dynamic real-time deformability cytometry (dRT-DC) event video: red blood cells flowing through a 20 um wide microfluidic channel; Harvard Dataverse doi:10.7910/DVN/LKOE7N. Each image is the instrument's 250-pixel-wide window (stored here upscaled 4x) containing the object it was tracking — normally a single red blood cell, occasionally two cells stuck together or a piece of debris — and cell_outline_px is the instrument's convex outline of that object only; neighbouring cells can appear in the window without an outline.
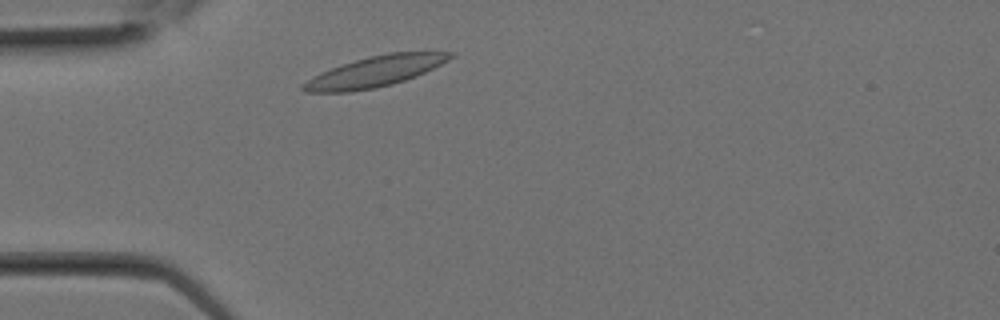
{"species": "Egyptian fruit bat (a non-hibernating species)", "species_latin": "Rousettus aegyptiacus", "temperature_condition": "room temperature", "stored_images_in_passage": 4, "camera_frame_rate_fps": 3000, "um_per_image_px": 0.085, "animal": {"sex": "female"}, "frame": {"image": 1, "passage_image": 2, "time_ms": 0.333, "image_size_px": [1000, 320], "cell_outline_px": [[456, 56], [416, 76], [392, 84], [372, 88], [348, 92], [304, 92], [300, 88], [300, 84], [320, 72], [356, 60], [388, 52], [452, 52]], "centroid_in_image_um": [31.84, 6.09], "position_along_channel_um": 53.2, "area_um2": 25.84}}
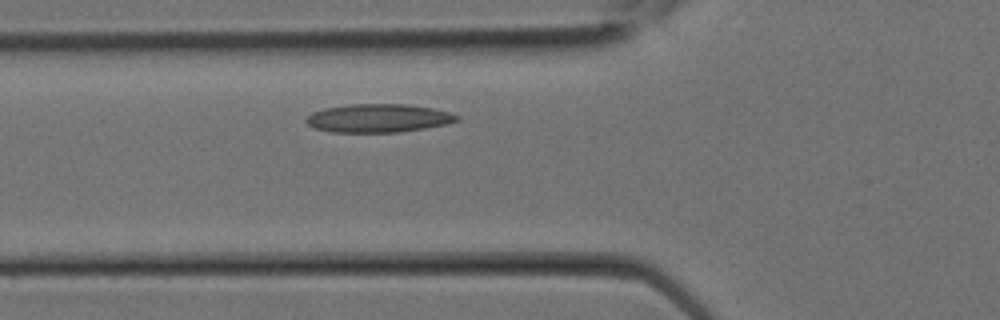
{"frame": {"image": 2, "passage_image": 4, "time_ms": 1.0, "image_size_px": [1000, 320], "cell_outline_px": [[460, 120], [448, 124], [424, 128], [396, 132], [332, 132], [312, 128], [304, 120], [312, 112], [324, 108], [348, 104], [408, 104], [432, 108], [452, 112], [460, 116]], "centroid_in_image_um": [32.17, 10.04], "position_along_channel_um": 93.6, "area_um2": 25.14}}